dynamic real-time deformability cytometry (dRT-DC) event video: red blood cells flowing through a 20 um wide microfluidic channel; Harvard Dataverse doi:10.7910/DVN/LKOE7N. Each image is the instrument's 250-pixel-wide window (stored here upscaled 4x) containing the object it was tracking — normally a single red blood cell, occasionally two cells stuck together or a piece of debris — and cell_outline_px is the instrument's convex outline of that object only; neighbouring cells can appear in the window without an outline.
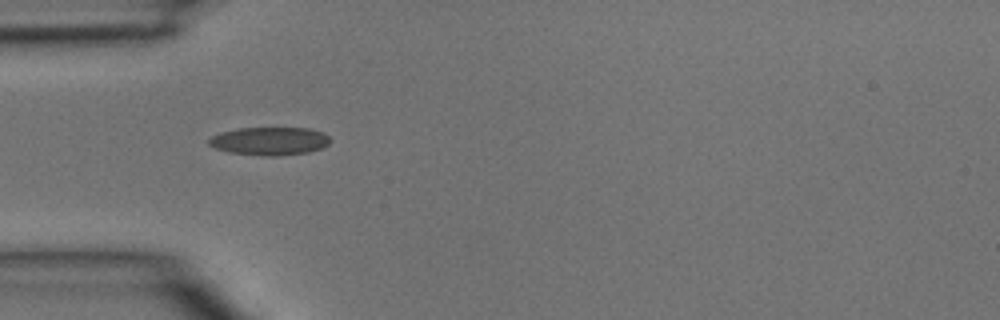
{"species": "common noctule bat (a hibernating species)", "species_latin": "Nyctalus noctula", "temperature_condition": "room temperature", "stored_images_in_passage": 2, "camera_frame_rate_fps": 3000, "um_per_image_px": 0.085, "animal": {"sex": "male", "body_mass_g": 15.6}, "frame": {"image": 1, "passage_image": 1, "time_ms": 0.0, "image_size_px": [1000, 320], "cell_outline_px": [[332, 140], [328, 144], [320, 148], [308, 152], [280, 156], [264, 156], [228, 152], [216, 148], [208, 144], [208, 140], [212, 136], [220, 132], [240, 128], [308, 128], [324, 132]], "centroid_in_image_um": [22.93, 11.99], "position_along_channel_um": 62.1, "area_um2": 19.94}}